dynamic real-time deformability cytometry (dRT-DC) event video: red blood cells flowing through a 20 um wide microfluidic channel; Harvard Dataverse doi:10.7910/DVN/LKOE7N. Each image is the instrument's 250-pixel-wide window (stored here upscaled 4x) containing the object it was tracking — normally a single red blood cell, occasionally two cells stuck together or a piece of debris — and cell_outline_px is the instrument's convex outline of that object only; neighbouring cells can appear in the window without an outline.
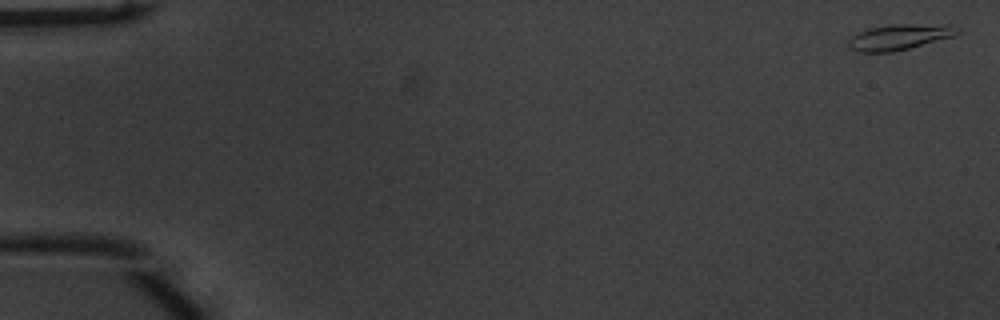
{"species": "common noctule bat (a hibernating species)", "species_latin": "Nyctalus noctula", "temperature_condition": "warm", "stored_images_in_passage": 54, "camera_frame_rate_fps": 3000, "um_per_image_px": 0.085, "animal": {"sex": "male", "body_mass_g": 20.1, "forearm_length_mm": 53.5}, "frame": {"image": 1, "passage_image": 1, "time_ms": 0.0, "image_size_px": [1000, 320], "cell_outline_px": [[960, 32], [956, 36], [892, 52], [856, 52], [848, 48], [848, 40], [852, 36], [868, 28], [892, 24], [952, 24], [960, 28]], "centroid_in_image_um": [76.49, 3.13], "position_along_channel_um": 8.5, "area_um2": 16.53}}
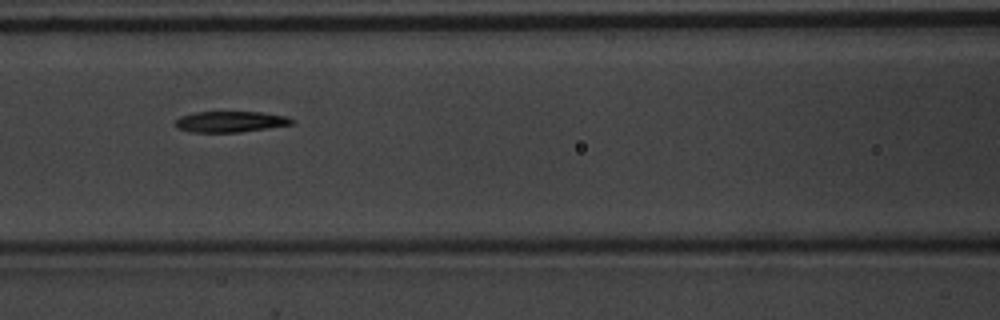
{"frame": {"image": 2, "passage_image": 24, "time_ms": 7.667, "image_size_px": [1000, 320], "cell_outline_px": [[296, 124], [240, 132], [192, 132], [176, 128], [172, 124], [180, 116], [196, 112], [260, 112], [288, 116], [296, 120]], "centroid_in_image_um": [19.61, 10.34], "position_along_channel_um": 147.0, "area_um2": 14.45}}
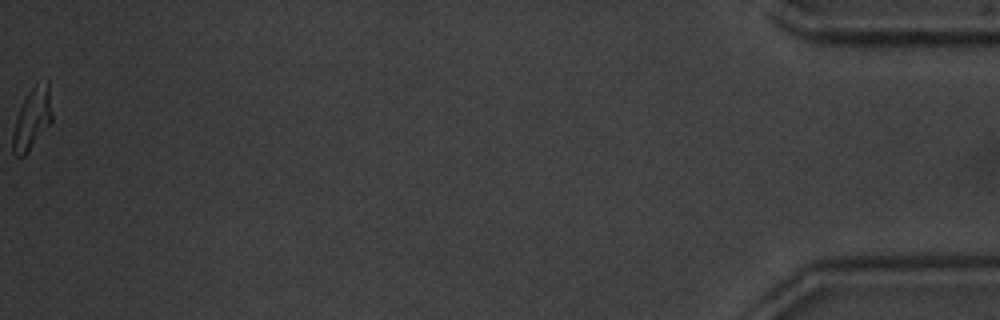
{"frame": {"image": 3, "passage_image": 54, "time_ms": 17.667, "image_size_px": [1000, 320], "cell_outline_px": [[52, 120], [24, 156], [16, 156], [12, 152], [12, 132], [16, 116], [28, 92], [36, 84], [48, 80], [52, 116]], "centroid_in_image_um": [2.7, 10.1], "position_along_channel_um": 432.5, "area_um2": 13.76}, "authors_computed_cell_mechanics": {"area_um2": 15.317, "velocity_mm_per_s": 3.8048, "shape_relaxation_time_tau1_ms": 3.4349, "shape_relaxation_time_tau2_ms": 3.8812, "deformation_change_tau1": 0.1588, "deformation_change_tau2": 0.0987}}